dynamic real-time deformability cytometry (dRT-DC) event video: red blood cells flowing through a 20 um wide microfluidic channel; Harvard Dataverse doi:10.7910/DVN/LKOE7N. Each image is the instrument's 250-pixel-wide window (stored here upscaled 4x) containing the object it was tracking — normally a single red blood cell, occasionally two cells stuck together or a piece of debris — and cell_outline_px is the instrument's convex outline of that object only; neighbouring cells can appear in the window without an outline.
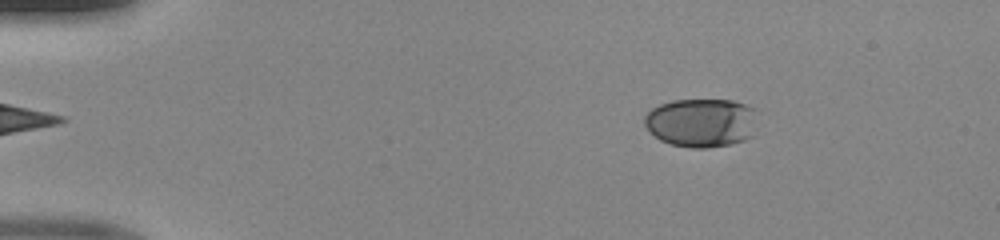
{"species": "human", "species_latin": "Homo sapiens", "temperature_condition": "room temperature", "stored_images_in_passage": 50, "camera_frame_rate_fps": 3000, "um_per_image_px": 0.085, "donor": {"sex": "male"}, "frame": {"image": 1, "passage_image": 9, "time_ms": 2.667, "image_size_px": [1000, 240], "cell_outline_px": [[752, 136], [744, 140], [728, 144], [708, 148], [692, 148], [672, 144], [660, 140], [644, 124], [644, 116], [652, 108], [660, 104], [672, 100], [732, 100], [744, 104], [752, 108]], "centroid_in_image_um": [59.54, 10.42], "position_along_channel_um": 25.5, "area_um2": 31.5}}
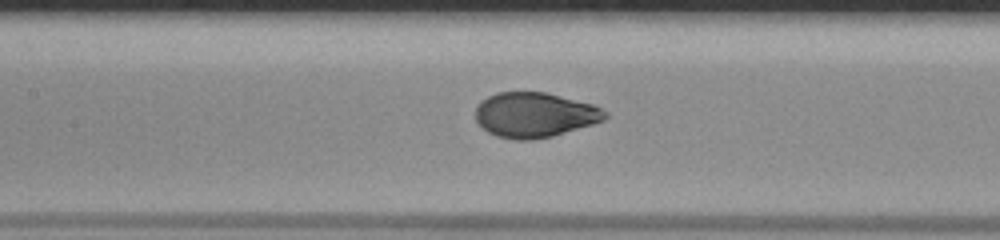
{"frame": {"image": 2, "passage_image": 25, "time_ms": 8.0, "image_size_px": [1000, 240], "cell_outline_px": [[608, 116], [604, 120], [592, 124], [552, 136], [532, 140], [516, 140], [496, 136], [488, 132], [476, 120], [476, 108], [480, 100], [496, 92], [544, 92], [592, 104], [608, 112]], "centroid_in_image_um": [45.43, 9.76], "position_along_channel_um": 162.0, "area_um2": 33.81}}
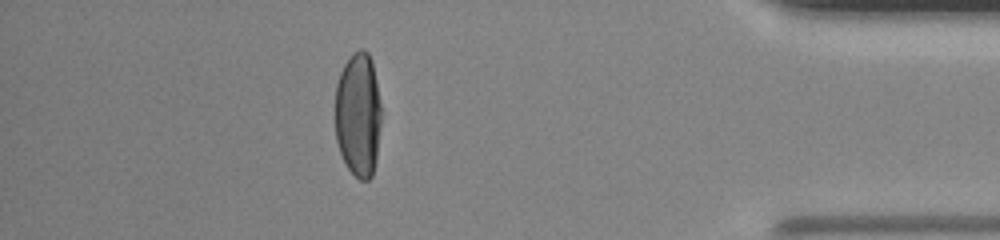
{"frame": {"image": 3, "passage_image": 45, "time_ms": 14.667, "image_size_px": [1000, 240], "cell_outline_px": [[380, 124], [376, 160], [372, 176], [368, 180], [360, 180], [348, 168], [340, 152], [336, 140], [336, 84], [340, 72], [344, 64], [360, 48], [364, 48], [368, 52], [372, 64], [376, 80], [380, 104]], "centroid_in_image_um": [30.44, 9.76], "position_along_channel_um": 404.8, "area_um2": 33.12}}